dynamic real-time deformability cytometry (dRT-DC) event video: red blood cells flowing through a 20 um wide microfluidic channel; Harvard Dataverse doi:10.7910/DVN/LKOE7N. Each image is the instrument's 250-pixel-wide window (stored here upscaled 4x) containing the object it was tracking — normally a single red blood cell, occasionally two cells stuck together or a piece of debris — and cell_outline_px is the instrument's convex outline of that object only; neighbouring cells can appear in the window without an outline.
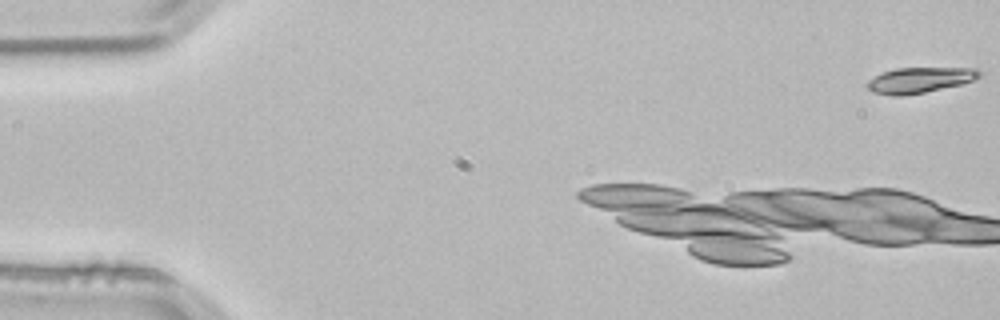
{"species": "common noctule bat (a hibernating species)", "species_latin": "Nyctalus noctula", "temperature_condition": "room temperature", "stored_images_in_passage": 6, "camera_frame_rate_fps": 3000, "um_per_image_px": 0.085, "animal": {"sex": "male", "body_mass_g": 21.5, "forearm_length_mm": 52.0}, "frame": {"image": 1, "passage_image": 1, "time_ms": 0.0, "image_size_px": [1000, 320], "cell_outline_px": [[980, 76], [972, 80], [960, 84], [924, 92], [900, 96], [892, 96], [872, 92], [864, 84], [868, 80], [884, 72], [896, 68], [980, 68]], "centroid_in_image_um": [78.14, 6.8], "position_along_channel_um": 6.9, "area_um2": 16.53}}